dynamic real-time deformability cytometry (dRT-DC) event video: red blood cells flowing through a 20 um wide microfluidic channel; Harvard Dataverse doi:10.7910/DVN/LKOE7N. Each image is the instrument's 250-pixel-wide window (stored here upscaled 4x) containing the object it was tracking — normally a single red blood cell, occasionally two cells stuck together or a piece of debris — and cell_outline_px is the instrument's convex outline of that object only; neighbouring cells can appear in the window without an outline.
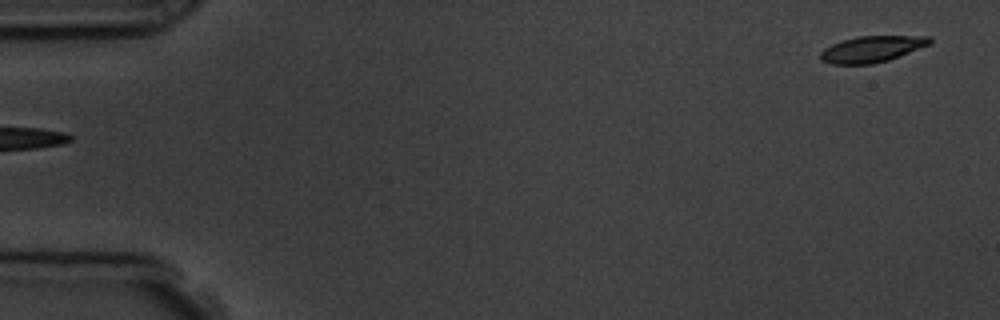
{"species": "common noctule bat (a hibernating species)", "species_latin": "Nyctalus noctula", "temperature_condition": "room temperature", "stored_images_in_passage": 4, "segment_of_instrument_passage": [2, 2], "camera_frame_rate_fps": 3000, "um_per_image_px": 0.085, "animal": {"sex": "male", "body_mass_g": 19.5, "forearm_length_mm": 54.6}, "frame": {"image": 1, "passage_image": 4, "time_ms": 4.333, "image_size_px": [1000, 320], "cell_outline_px": [[932, 44], [888, 60], [872, 64], [832, 64], [820, 60], [820, 52], [824, 48], [832, 44], [856, 36], [932, 36]], "centroid_in_image_um": [74.12, 4.17], "position_along_channel_um": 10.9, "area_um2": 16.76}}